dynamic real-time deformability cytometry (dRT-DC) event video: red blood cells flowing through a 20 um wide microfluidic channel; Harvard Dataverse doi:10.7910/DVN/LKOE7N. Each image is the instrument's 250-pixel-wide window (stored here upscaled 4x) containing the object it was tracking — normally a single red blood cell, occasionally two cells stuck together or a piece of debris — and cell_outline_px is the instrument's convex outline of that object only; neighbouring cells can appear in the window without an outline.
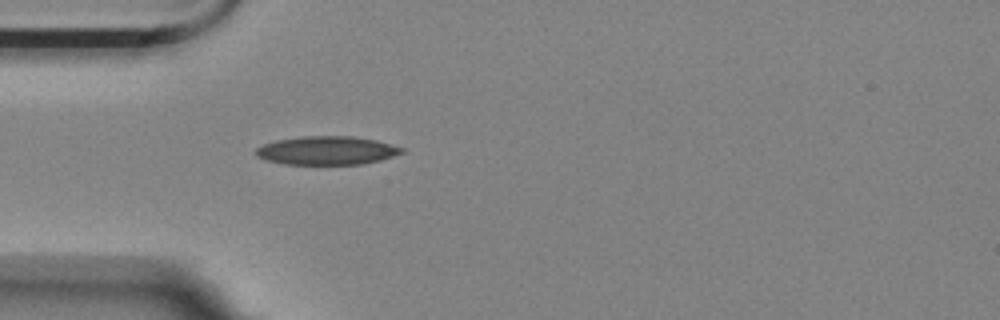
{"species": "Egyptian fruit bat (a non-hibernating species)", "species_latin": "Rousettus aegyptiacus", "temperature_condition": "room temperature", "stored_images_in_passage": 1, "camera_frame_rate_fps": 3000, "um_per_image_px": 0.085, "animal": {"sex": "female"}, "frame": {"image": 1, "passage_image": 1, "time_ms": 0.0, "image_size_px": [1000, 320], "cell_outline_px": [[404, 152], [380, 160], [364, 164], [284, 164], [268, 160], [256, 156], [256, 148], [264, 144], [276, 140], [300, 136], [352, 136], [376, 140], [404, 148]], "centroid_in_image_um": [27.78, 12.79], "position_along_channel_um": 57.2, "area_um2": 24.16}}